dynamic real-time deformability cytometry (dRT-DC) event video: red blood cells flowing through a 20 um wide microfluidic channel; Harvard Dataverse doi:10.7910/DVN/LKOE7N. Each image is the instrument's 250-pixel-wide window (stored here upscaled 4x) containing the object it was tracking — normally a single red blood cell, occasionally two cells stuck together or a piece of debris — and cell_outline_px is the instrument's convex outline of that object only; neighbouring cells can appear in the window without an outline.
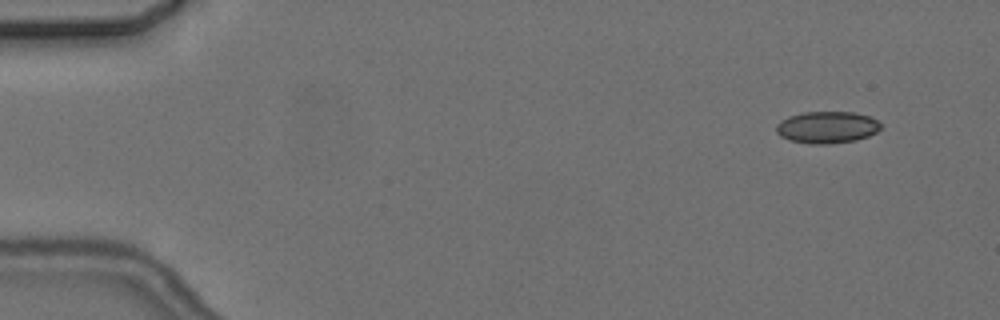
{"species": "common noctule bat (a hibernating species)", "species_latin": "Nyctalus noctula", "temperature_condition": "cold", "stored_images_in_passage": 4, "camera_frame_rate_fps": 3000, "um_per_image_px": 0.085, "animal": {"sex": "female", "body_mass_g": 24.6, "forearm_length_mm": 56.2}, "frame": {"image": 1, "passage_image": 1, "time_ms": 0.0, "image_size_px": [1000, 320], "cell_outline_px": [[880, 128], [876, 132], [868, 136], [856, 140], [828, 144], [808, 144], [788, 140], [780, 136], [776, 132], [776, 124], [780, 120], [788, 116], [804, 112], [856, 112], [872, 116], [880, 124]], "centroid_in_image_um": [70.27, 10.82], "position_along_channel_um": 14.7, "area_um2": 19.65}}
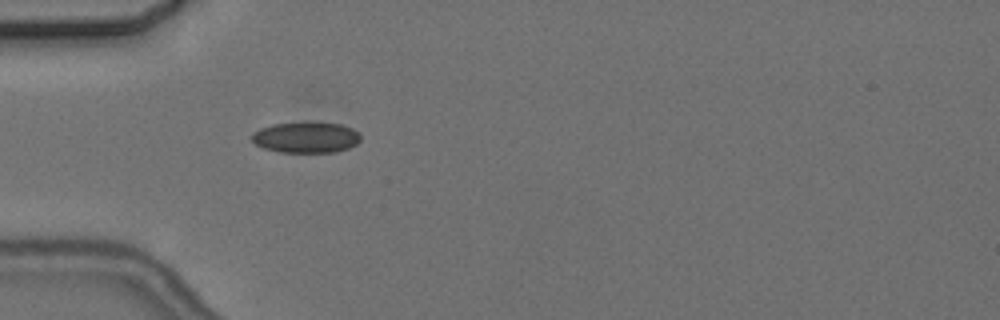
{"frame": {"image": 2, "passage_image": 4, "time_ms": 4.333, "image_size_px": [1000, 320], "cell_outline_px": [[360, 140], [356, 144], [348, 148], [336, 152], [280, 152], [264, 148], [256, 144], [252, 140], [252, 132], [260, 128], [272, 124], [304, 120], [312, 120], [340, 124], [352, 128], [360, 132]], "centroid_in_image_um": [26.02, 11.63], "position_along_channel_um": 59.0, "area_um2": 20.23}}